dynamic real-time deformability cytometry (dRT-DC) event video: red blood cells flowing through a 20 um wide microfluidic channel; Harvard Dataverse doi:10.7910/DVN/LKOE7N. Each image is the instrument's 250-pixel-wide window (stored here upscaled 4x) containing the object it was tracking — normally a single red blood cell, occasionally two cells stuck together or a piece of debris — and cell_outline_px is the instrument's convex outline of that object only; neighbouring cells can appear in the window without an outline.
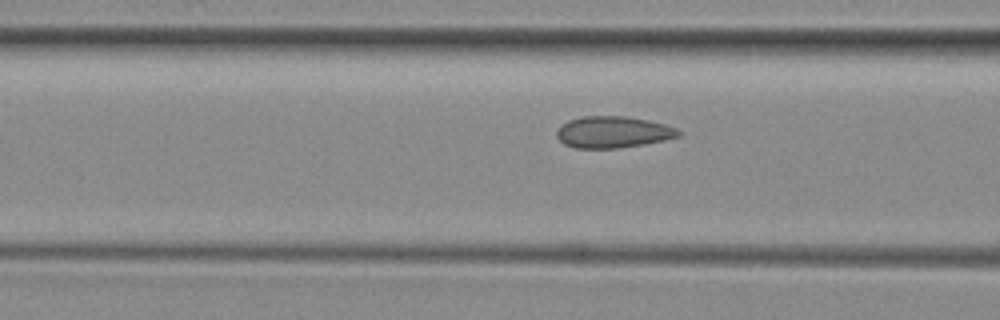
{"species": "common noctule bat (a hibernating species)", "species_latin": "Nyctalus noctula", "temperature_condition": "room temperature", "stored_images_in_passage": 14, "camera_frame_rate_fps": 3000, "um_per_image_px": 0.085, "animal": {"sex": "female", "body_mass_g": 29.2, "forearm_length_mm": 56.3}, "frame": {"image": 1, "passage_image": 12, "time_ms": 3.667, "image_size_px": [1000, 320], "cell_outline_px": [[680, 136], [664, 140], [644, 144], [616, 148], [576, 148], [564, 144], [556, 136], [556, 132], [568, 120], [580, 116], [628, 116], [648, 120], [664, 124], [676, 128], [680, 132]], "centroid_in_image_um": [52.1, 11.22], "position_along_channel_um": 114.5, "area_um2": 22.31}}